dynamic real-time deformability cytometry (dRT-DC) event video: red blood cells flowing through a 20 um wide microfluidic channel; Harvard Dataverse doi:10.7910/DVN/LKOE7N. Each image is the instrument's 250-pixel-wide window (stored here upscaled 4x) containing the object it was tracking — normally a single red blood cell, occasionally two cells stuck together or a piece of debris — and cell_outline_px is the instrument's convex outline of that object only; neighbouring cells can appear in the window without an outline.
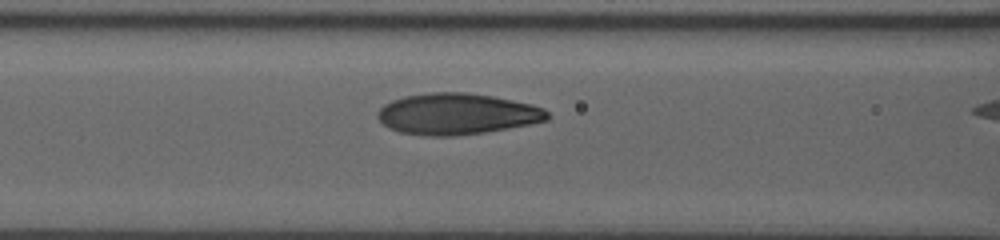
{"species": "human", "species_latin": "Homo sapiens", "temperature_condition": "room temperature", "stored_images_in_passage": 7, "camera_frame_rate_fps": 3000, "um_per_image_px": 0.085, "donor": {"sex": "male"}, "frame": {"image": 1, "passage_image": 6, "time_ms": 2.667, "image_size_px": [1000, 240], "cell_outline_px": [[552, 116], [548, 120], [528, 124], [484, 132], [452, 136], [428, 136], [400, 132], [388, 128], [376, 116], [376, 112], [384, 104], [392, 100], [404, 96], [428, 92], [464, 92], [492, 96], [532, 104], [544, 108]], "centroid_in_image_um": [38.82, 9.68], "position_along_channel_um": 127.8, "area_um2": 40.81}}